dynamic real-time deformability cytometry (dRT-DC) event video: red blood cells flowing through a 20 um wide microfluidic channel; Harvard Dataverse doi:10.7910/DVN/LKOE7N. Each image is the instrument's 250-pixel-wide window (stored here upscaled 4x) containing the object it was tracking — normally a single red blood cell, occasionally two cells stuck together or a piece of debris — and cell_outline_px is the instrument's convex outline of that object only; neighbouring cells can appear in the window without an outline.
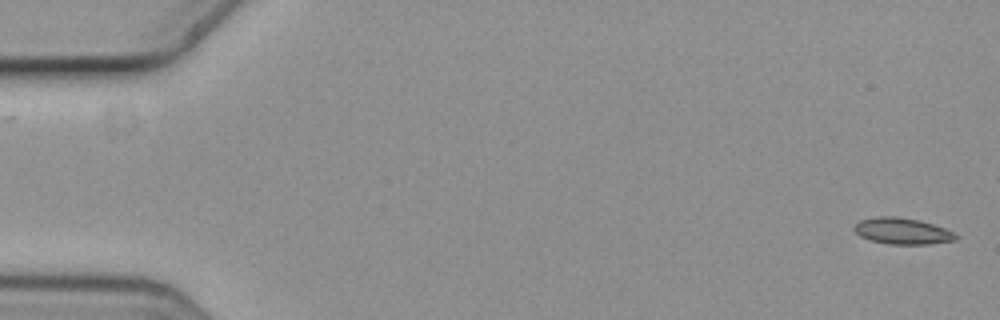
{"species": "common noctule bat (a hibernating species)", "species_latin": "Nyctalus noctula", "temperature_condition": "cold", "stored_images_in_passage": 6, "camera_frame_rate_fps": 3000, "um_per_image_px": 0.085, "animal": {"sex": "female", "body_mass_g": 19.3, "forearm_length_mm": 54.1}, "frame": {"image": 1, "passage_image": 1, "time_ms": 0.0, "image_size_px": [1000, 320], "cell_outline_px": [[960, 236], [956, 240], [932, 244], [888, 244], [872, 240], [860, 236], [852, 228], [860, 220], [876, 216], [896, 216], [920, 220], [944, 228]], "centroid_in_image_um": [76.71, 19.64], "position_along_channel_um": 8.3, "area_um2": 15.61}}